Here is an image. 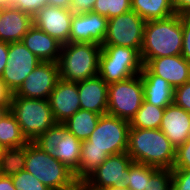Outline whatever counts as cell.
<instances>
[{
	"label": "cell",
	"mask_w": 190,
	"mask_h": 190,
	"mask_svg": "<svg viewBox=\"0 0 190 190\" xmlns=\"http://www.w3.org/2000/svg\"><path fill=\"white\" fill-rule=\"evenodd\" d=\"M127 153L133 162L173 169L176 148L160 129L129 128Z\"/></svg>",
	"instance_id": "1"
},
{
	"label": "cell",
	"mask_w": 190,
	"mask_h": 190,
	"mask_svg": "<svg viewBox=\"0 0 190 190\" xmlns=\"http://www.w3.org/2000/svg\"><path fill=\"white\" fill-rule=\"evenodd\" d=\"M182 46V16L146 21L140 50L143 65L150 59L181 55Z\"/></svg>",
	"instance_id": "2"
},
{
	"label": "cell",
	"mask_w": 190,
	"mask_h": 190,
	"mask_svg": "<svg viewBox=\"0 0 190 190\" xmlns=\"http://www.w3.org/2000/svg\"><path fill=\"white\" fill-rule=\"evenodd\" d=\"M102 46L94 43L63 44L58 60L59 79L79 82L98 75Z\"/></svg>",
	"instance_id": "3"
},
{
	"label": "cell",
	"mask_w": 190,
	"mask_h": 190,
	"mask_svg": "<svg viewBox=\"0 0 190 190\" xmlns=\"http://www.w3.org/2000/svg\"><path fill=\"white\" fill-rule=\"evenodd\" d=\"M25 170L51 190H75L79 183L69 168L34 142L27 143Z\"/></svg>",
	"instance_id": "4"
},
{
	"label": "cell",
	"mask_w": 190,
	"mask_h": 190,
	"mask_svg": "<svg viewBox=\"0 0 190 190\" xmlns=\"http://www.w3.org/2000/svg\"><path fill=\"white\" fill-rule=\"evenodd\" d=\"M9 110L16 117L28 142L35 141L56 123L46 99L24 98L13 93Z\"/></svg>",
	"instance_id": "5"
},
{
	"label": "cell",
	"mask_w": 190,
	"mask_h": 190,
	"mask_svg": "<svg viewBox=\"0 0 190 190\" xmlns=\"http://www.w3.org/2000/svg\"><path fill=\"white\" fill-rule=\"evenodd\" d=\"M98 75L107 84L122 81L141 73L140 53L131 47L101 45Z\"/></svg>",
	"instance_id": "6"
},
{
	"label": "cell",
	"mask_w": 190,
	"mask_h": 190,
	"mask_svg": "<svg viewBox=\"0 0 190 190\" xmlns=\"http://www.w3.org/2000/svg\"><path fill=\"white\" fill-rule=\"evenodd\" d=\"M129 128L130 122L103 114L89 138L82 141L81 148L102 150L109 156L127 152Z\"/></svg>",
	"instance_id": "7"
},
{
	"label": "cell",
	"mask_w": 190,
	"mask_h": 190,
	"mask_svg": "<svg viewBox=\"0 0 190 190\" xmlns=\"http://www.w3.org/2000/svg\"><path fill=\"white\" fill-rule=\"evenodd\" d=\"M144 101L141 74L108 84L107 113L130 122Z\"/></svg>",
	"instance_id": "8"
},
{
	"label": "cell",
	"mask_w": 190,
	"mask_h": 190,
	"mask_svg": "<svg viewBox=\"0 0 190 190\" xmlns=\"http://www.w3.org/2000/svg\"><path fill=\"white\" fill-rule=\"evenodd\" d=\"M145 23L133 10L108 19L107 33L102 45L131 47L140 53Z\"/></svg>",
	"instance_id": "9"
},
{
	"label": "cell",
	"mask_w": 190,
	"mask_h": 190,
	"mask_svg": "<svg viewBox=\"0 0 190 190\" xmlns=\"http://www.w3.org/2000/svg\"><path fill=\"white\" fill-rule=\"evenodd\" d=\"M133 160L127 152L110 155L81 183L91 190H104L109 187L129 184V166Z\"/></svg>",
	"instance_id": "10"
},
{
	"label": "cell",
	"mask_w": 190,
	"mask_h": 190,
	"mask_svg": "<svg viewBox=\"0 0 190 190\" xmlns=\"http://www.w3.org/2000/svg\"><path fill=\"white\" fill-rule=\"evenodd\" d=\"M41 63L35 54L20 42L9 43L8 61L1 79L15 93L29 74Z\"/></svg>",
	"instance_id": "11"
},
{
	"label": "cell",
	"mask_w": 190,
	"mask_h": 190,
	"mask_svg": "<svg viewBox=\"0 0 190 190\" xmlns=\"http://www.w3.org/2000/svg\"><path fill=\"white\" fill-rule=\"evenodd\" d=\"M58 80V63L41 62L14 94L24 98L48 100Z\"/></svg>",
	"instance_id": "12"
},
{
	"label": "cell",
	"mask_w": 190,
	"mask_h": 190,
	"mask_svg": "<svg viewBox=\"0 0 190 190\" xmlns=\"http://www.w3.org/2000/svg\"><path fill=\"white\" fill-rule=\"evenodd\" d=\"M108 19L95 12L74 14L69 42L102 45L107 33Z\"/></svg>",
	"instance_id": "13"
},
{
	"label": "cell",
	"mask_w": 190,
	"mask_h": 190,
	"mask_svg": "<svg viewBox=\"0 0 190 190\" xmlns=\"http://www.w3.org/2000/svg\"><path fill=\"white\" fill-rule=\"evenodd\" d=\"M73 15L69 9L46 5L33 16V24L63 45L69 43Z\"/></svg>",
	"instance_id": "14"
},
{
	"label": "cell",
	"mask_w": 190,
	"mask_h": 190,
	"mask_svg": "<svg viewBox=\"0 0 190 190\" xmlns=\"http://www.w3.org/2000/svg\"><path fill=\"white\" fill-rule=\"evenodd\" d=\"M48 102L55 122L64 123L81 109L77 82L59 79L48 98Z\"/></svg>",
	"instance_id": "15"
},
{
	"label": "cell",
	"mask_w": 190,
	"mask_h": 190,
	"mask_svg": "<svg viewBox=\"0 0 190 190\" xmlns=\"http://www.w3.org/2000/svg\"><path fill=\"white\" fill-rule=\"evenodd\" d=\"M145 65L155 75L166 80L173 89L190 80V62L182 55L150 59Z\"/></svg>",
	"instance_id": "16"
},
{
	"label": "cell",
	"mask_w": 190,
	"mask_h": 190,
	"mask_svg": "<svg viewBox=\"0 0 190 190\" xmlns=\"http://www.w3.org/2000/svg\"><path fill=\"white\" fill-rule=\"evenodd\" d=\"M159 129L177 149L190 137V113L174 103L168 105Z\"/></svg>",
	"instance_id": "17"
},
{
	"label": "cell",
	"mask_w": 190,
	"mask_h": 190,
	"mask_svg": "<svg viewBox=\"0 0 190 190\" xmlns=\"http://www.w3.org/2000/svg\"><path fill=\"white\" fill-rule=\"evenodd\" d=\"M80 108L103 115L108 107V84L97 75L77 82Z\"/></svg>",
	"instance_id": "18"
},
{
	"label": "cell",
	"mask_w": 190,
	"mask_h": 190,
	"mask_svg": "<svg viewBox=\"0 0 190 190\" xmlns=\"http://www.w3.org/2000/svg\"><path fill=\"white\" fill-rule=\"evenodd\" d=\"M41 62H58L62 44L34 24L21 41Z\"/></svg>",
	"instance_id": "19"
},
{
	"label": "cell",
	"mask_w": 190,
	"mask_h": 190,
	"mask_svg": "<svg viewBox=\"0 0 190 190\" xmlns=\"http://www.w3.org/2000/svg\"><path fill=\"white\" fill-rule=\"evenodd\" d=\"M33 25V17L21 10L4 7L0 20V41L20 42Z\"/></svg>",
	"instance_id": "20"
},
{
	"label": "cell",
	"mask_w": 190,
	"mask_h": 190,
	"mask_svg": "<svg viewBox=\"0 0 190 190\" xmlns=\"http://www.w3.org/2000/svg\"><path fill=\"white\" fill-rule=\"evenodd\" d=\"M140 74L146 102L161 108L173 103L174 89L166 80L155 75L146 65Z\"/></svg>",
	"instance_id": "21"
},
{
	"label": "cell",
	"mask_w": 190,
	"mask_h": 190,
	"mask_svg": "<svg viewBox=\"0 0 190 190\" xmlns=\"http://www.w3.org/2000/svg\"><path fill=\"white\" fill-rule=\"evenodd\" d=\"M131 8L145 21L166 19L176 14L172 0H131Z\"/></svg>",
	"instance_id": "22"
},
{
	"label": "cell",
	"mask_w": 190,
	"mask_h": 190,
	"mask_svg": "<svg viewBox=\"0 0 190 190\" xmlns=\"http://www.w3.org/2000/svg\"><path fill=\"white\" fill-rule=\"evenodd\" d=\"M81 144L82 141L72 133L67 132L51 155L74 173L79 166Z\"/></svg>",
	"instance_id": "23"
},
{
	"label": "cell",
	"mask_w": 190,
	"mask_h": 190,
	"mask_svg": "<svg viewBox=\"0 0 190 190\" xmlns=\"http://www.w3.org/2000/svg\"><path fill=\"white\" fill-rule=\"evenodd\" d=\"M100 114L80 109L63 124L68 132L76 136L80 141L87 140L95 130Z\"/></svg>",
	"instance_id": "24"
},
{
	"label": "cell",
	"mask_w": 190,
	"mask_h": 190,
	"mask_svg": "<svg viewBox=\"0 0 190 190\" xmlns=\"http://www.w3.org/2000/svg\"><path fill=\"white\" fill-rule=\"evenodd\" d=\"M27 143L28 140L22 134L16 117L8 110L0 119V146L2 148H12Z\"/></svg>",
	"instance_id": "25"
},
{
	"label": "cell",
	"mask_w": 190,
	"mask_h": 190,
	"mask_svg": "<svg viewBox=\"0 0 190 190\" xmlns=\"http://www.w3.org/2000/svg\"><path fill=\"white\" fill-rule=\"evenodd\" d=\"M27 144L0 151V175L12 177L25 170Z\"/></svg>",
	"instance_id": "26"
},
{
	"label": "cell",
	"mask_w": 190,
	"mask_h": 190,
	"mask_svg": "<svg viewBox=\"0 0 190 190\" xmlns=\"http://www.w3.org/2000/svg\"><path fill=\"white\" fill-rule=\"evenodd\" d=\"M165 108L143 101L141 108L130 121V128L159 129Z\"/></svg>",
	"instance_id": "27"
},
{
	"label": "cell",
	"mask_w": 190,
	"mask_h": 190,
	"mask_svg": "<svg viewBox=\"0 0 190 190\" xmlns=\"http://www.w3.org/2000/svg\"><path fill=\"white\" fill-rule=\"evenodd\" d=\"M109 155L102 150L81 148L79 166L73 173L76 180L81 183L90 173L98 168Z\"/></svg>",
	"instance_id": "28"
},
{
	"label": "cell",
	"mask_w": 190,
	"mask_h": 190,
	"mask_svg": "<svg viewBox=\"0 0 190 190\" xmlns=\"http://www.w3.org/2000/svg\"><path fill=\"white\" fill-rule=\"evenodd\" d=\"M159 169L138 162L129 166V190H147L148 181Z\"/></svg>",
	"instance_id": "29"
},
{
	"label": "cell",
	"mask_w": 190,
	"mask_h": 190,
	"mask_svg": "<svg viewBox=\"0 0 190 190\" xmlns=\"http://www.w3.org/2000/svg\"><path fill=\"white\" fill-rule=\"evenodd\" d=\"M67 132L66 126L63 123H55L33 142L45 153L51 155L52 151L57 147L61 139L65 137Z\"/></svg>",
	"instance_id": "30"
},
{
	"label": "cell",
	"mask_w": 190,
	"mask_h": 190,
	"mask_svg": "<svg viewBox=\"0 0 190 190\" xmlns=\"http://www.w3.org/2000/svg\"><path fill=\"white\" fill-rule=\"evenodd\" d=\"M131 10V0H96L92 12L110 19Z\"/></svg>",
	"instance_id": "31"
},
{
	"label": "cell",
	"mask_w": 190,
	"mask_h": 190,
	"mask_svg": "<svg viewBox=\"0 0 190 190\" xmlns=\"http://www.w3.org/2000/svg\"><path fill=\"white\" fill-rule=\"evenodd\" d=\"M17 190H51L26 170L11 177Z\"/></svg>",
	"instance_id": "32"
},
{
	"label": "cell",
	"mask_w": 190,
	"mask_h": 190,
	"mask_svg": "<svg viewBox=\"0 0 190 190\" xmlns=\"http://www.w3.org/2000/svg\"><path fill=\"white\" fill-rule=\"evenodd\" d=\"M172 171L170 169H159L148 181L147 190H171Z\"/></svg>",
	"instance_id": "33"
},
{
	"label": "cell",
	"mask_w": 190,
	"mask_h": 190,
	"mask_svg": "<svg viewBox=\"0 0 190 190\" xmlns=\"http://www.w3.org/2000/svg\"><path fill=\"white\" fill-rule=\"evenodd\" d=\"M171 190H190V168H173Z\"/></svg>",
	"instance_id": "34"
},
{
	"label": "cell",
	"mask_w": 190,
	"mask_h": 190,
	"mask_svg": "<svg viewBox=\"0 0 190 190\" xmlns=\"http://www.w3.org/2000/svg\"><path fill=\"white\" fill-rule=\"evenodd\" d=\"M173 103L190 113V80L174 89Z\"/></svg>",
	"instance_id": "35"
},
{
	"label": "cell",
	"mask_w": 190,
	"mask_h": 190,
	"mask_svg": "<svg viewBox=\"0 0 190 190\" xmlns=\"http://www.w3.org/2000/svg\"><path fill=\"white\" fill-rule=\"evenodd\" d=\"M47 5V0H13L12 7L21 10L32 17Z\"/></svg>",
	"instance_id": "36"
},
{
	"label": "cell",
	"mask_w": 190,
	"mask_h": 190,
	"mask_svg": "<svg viewBox=\"0 0 190 190\" xmlns=\"http://www.w3.org/2000/svg\"><path fill=\"white\" fill-rule=\"evenodd\" d=\"M173 168H190V137L176 149Z\"/></svg>",
	"instance_id": "37"
},
{
	"label": "cell",
	"mask_w": 190,
	"mask_h": 190,
	"mask_svg": "<svg viewBox=\"0 0 190 190\" xmlns=\"http://www.w3.org/2000/svg\"><path fill=\"white\" fill-rule=\"evenodd\" d=\"M183 46L181 55L190 62V15L182 16Z\"/></svg>",
	"instance_id": "38"
},
{
	"label": "cell",
	"mask_w": 190,
	"mask_h": 190,
	"mask_svg": "<svg viewBox=\"0 0 190 190\" xmlns=\"http://www.w3.org/2000/svg\"><path fill=\"white\" fill-rule=\"evenodd\" d=\"M96 0H71L70 10L73 14L92 12Z\"/></svg>",
	"instance_id": "39"
},
{
	"label": "cell",
	"mask_w": 190,
	"mask_h": 190,
	"mask_svg": "<svg viewBox=\"0 0 190 190\" xmlns=\"http://www.w3.org/2000/svg\"><path fill=\"white\" fill-rule=\"evenodd\" d=\"M12 92L0 78V106H11Z\"/></svg>",
	"instance_id": "40"
},
{
	"label": "cell",
	"mask_w": 190,
	"mask_h": 190,
	"mask_svg": "<svg viewBox=\"0 0 190 190\" xmlns=\"http://www.w3.org/2000/svg\"><path fill=\"white\" fill-rule=\"evenodd\" d=\"M176 14L190 15V0H172Z\"/></svg>",
	"instance_id": "41"
},
{
	"label": "cell",
	"mask_w": 190,
	"mask_h": 190,
	"mask_svg": "<svg viewBox=\"0 0 190 190\" xmlns=\"http://www.w3.org/2000/svg\"><path fill=\"white\" fill-rule=\"evenodd\" d=\"M9 43L0 41V78L8 61Z\"/></svg>",
	"instance_id": "42"
},
{
	"label": "cell",
	"mask_w": 190,
	"mask_h": 190,
	"mask_svg": "<svg viewBox=\"0 0 190 190\" xmlns=\"http://www.w3.org/2000/svg\"><path fill=\"white\" fill-rule=\"evenodd\" d=\"M0 190H17L9 176L0 175Z\"/></svg>",
	"instance_id": "43"
},
{
	"label": "cell",
	"mask_w": 190,
	"mask_h": 190,
	"mask_svg": "<svg viewBox=\"0 0 190 190\" xmlns=\"http://www.w3.org/2000/svg\"><path fill=\"white\" fill-rule=\"evenodd\" d=\"M47 5L70 10L71 0H47Z\"/></svg>",
	"instance_id": "44"
},
{
	"label": "cell",
	"mask_w": 190,
	"mask_h": 190,
	"mask_svg": "<svg viewBox=\"0 0 190 190\" xmlns=\"http://www.w3.org/2000/svg\"><path fill=\"white\" fill-rule=\"evenodd\" d=\"M13 0H0V6L9 7L12 6Z\"/></svg>",
	"instance_id": "45"
},
{
	"label": "cell",
	"mask_w": 190,
	"mask_h": 190,
	"mask_svg": "<svg viewBox=\"0 0 190 190\" xmlns=\"http://www.w3.org/2000/svg\"><path fill=\"white\" fill-rule=\"evenodd\" d=\"M10 109V106H0V119Z\"/></svg>",
	"instance_id": "46"
},
{
	"label": "cell",
	"mask_w": 190,
	"mask_h": 190,
	"mask_svg": "<svg viewBox=\"0 0 190 190\" xmlns=\"http://www.w3.org/2000/svg\"><path fill=\"white\" fill-rule=\"evenodd\" d=\"M104 190H129V189L125 186H118V187H109Z\"/></svg>",
	"instance_id": "47"
},
{
	"label": "cell",
	"mask_w": 190,
	"mask_h": 190,
	"mask_svg": "<svg viewBox=\"0 0 190 190\" xmlns=\"http://www.w3.org/2000/svg\"><path fill=\"white\" fill-rule=\"evenodd\" d=\"M75 190H91L84 186L82 183H78Z\"/></svg>",
	"instance_id": "48"
},
{
	"label": "cell",
	"mask_w": 190,
	"mask_h": 190,
	"mask_svg": "<svg viewBox=\"0 0 190 190\" xmlns=\"http://www.w3.org/2000/svg\"><path fill=\"white\" fill-rule=\"evenodd\" d=\"M3 9H4V7H3V6H0V20H1V14H2V12H3Z\"/></svg>",
	"instance_id": "49"
}]
</instances>
